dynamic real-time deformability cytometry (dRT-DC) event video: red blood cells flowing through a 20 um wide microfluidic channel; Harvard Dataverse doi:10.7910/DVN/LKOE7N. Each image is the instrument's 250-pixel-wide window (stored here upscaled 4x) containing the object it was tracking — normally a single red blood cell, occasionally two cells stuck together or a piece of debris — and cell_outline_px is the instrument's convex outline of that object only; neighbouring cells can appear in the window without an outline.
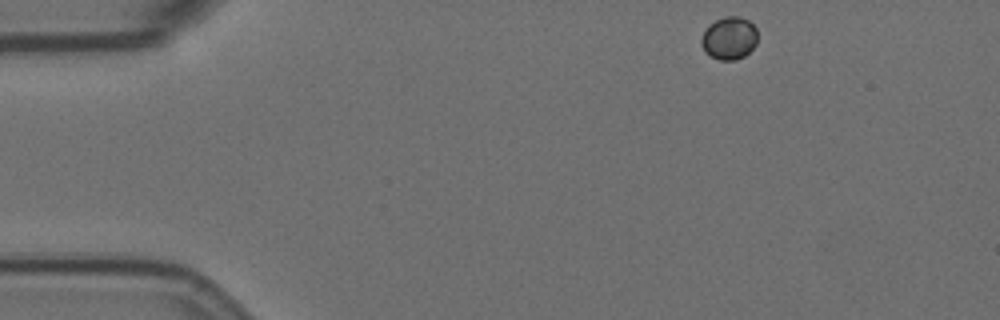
{"species": "Egyptian fruit bat (a non-hibernating species)", "species_latin": "Rousettus aegyptiacus", "temperature_condition": "room temperature", "stored_images_in_passage": 51, "camera_frame_rate_fps": 3000, "um_per_image_px": 0.085, "animal": {"sex": "female"}, "frame": {"image": 1, "passage_image": 1, "time_ms": 0.0, "image_size_px": [1000, 320], "cell_outline_px": [[756, 44], [744, 56], [736, 60], [720, 60], [704, 52], [700, 44], [700, 40], [708, 24], [724, 16], [740, 16], [748, 20], [756, 28]], "centroid_in_image_um": [61.95, 3.23], "position_along_channel_um": 23.0, "area_um2": 14.05}}
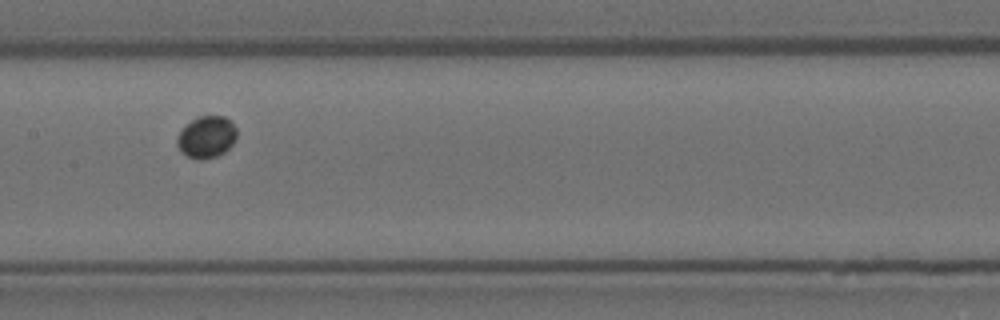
{"frame": {"image": 2, "passage_image": 22, "time_ms": 7.0, "image_size_px": [1000, 320], "cell_outline_px": [[236, 140], [224, 152], [216, 156], [200, 160], [196, 160], [180, 152], [176, 144], [176, 136], [192, 120], [200, 116], [224, 116], [236, 128]], "centroid_in_image_um": [17.53, 11.67], "position_along_channel_um": 189.9, "area_um2": 14.45}}
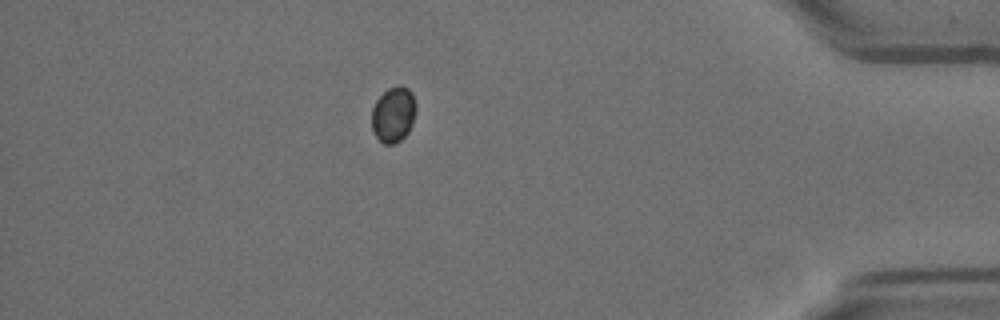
{"frame": {"image": 3, "passage_image": 44, "time_ms": 14.333, "image_size_px": [1000, 320], "cell_outline_px": [[416, 112], [412, 124], [408, 132], [396, 144], [384, 144], [376, 136], [372, 128], [372, 108], [376, 100], [388, 88], [400, 84], [408, 88], [412, 92], [416, 104]], "centroid_in_image_um": [33.45, 9.71], "position_along_channel_um": 401.7, "area_um2": 14.45}}